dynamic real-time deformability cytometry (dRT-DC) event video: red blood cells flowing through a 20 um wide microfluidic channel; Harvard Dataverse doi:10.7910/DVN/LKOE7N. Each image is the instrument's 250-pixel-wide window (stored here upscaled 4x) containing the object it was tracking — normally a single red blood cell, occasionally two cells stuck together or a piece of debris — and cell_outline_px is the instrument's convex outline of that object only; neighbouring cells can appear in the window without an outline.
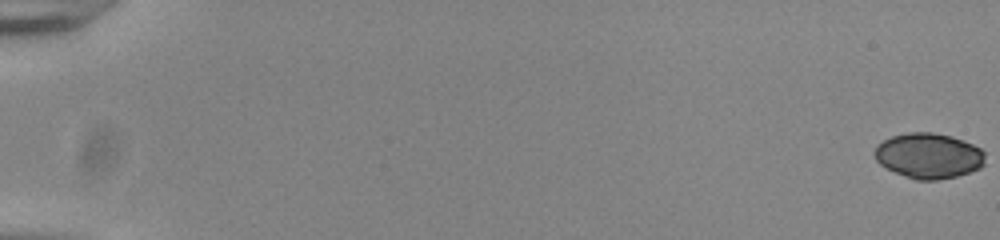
{"species": "common noctule bat (a hibernating species)", "species_latin": "Nyctalus noctula", "temperature_condition": "room temperature", "stored_images_in_passage": 56, "camera_frame_rate_fps": 3000, "um_per_image_px": 0.085, "animal": {"sex": "male", "body_mass_g": 20.0, "forearm_length_mm": 53.3}, "frame": {"image": 1, "passage_image": 1, "time_ms": 0.0, "image_size_px": [1000, 240], "cell_outline_px": [[984, 164], [980, 168], [956, 176], [936, 180], [916, 180], [896, 172], [880, 164], [876, 160], [876, 144], [892, 136], [908, 132], [932, 132], [952, 136], [964, 140], [980, 148], [984, 152]], "centroid_in_image_um": [78.95, 13.22], "position_along_channel_um": 6.1, "area_um2": 29.02}}